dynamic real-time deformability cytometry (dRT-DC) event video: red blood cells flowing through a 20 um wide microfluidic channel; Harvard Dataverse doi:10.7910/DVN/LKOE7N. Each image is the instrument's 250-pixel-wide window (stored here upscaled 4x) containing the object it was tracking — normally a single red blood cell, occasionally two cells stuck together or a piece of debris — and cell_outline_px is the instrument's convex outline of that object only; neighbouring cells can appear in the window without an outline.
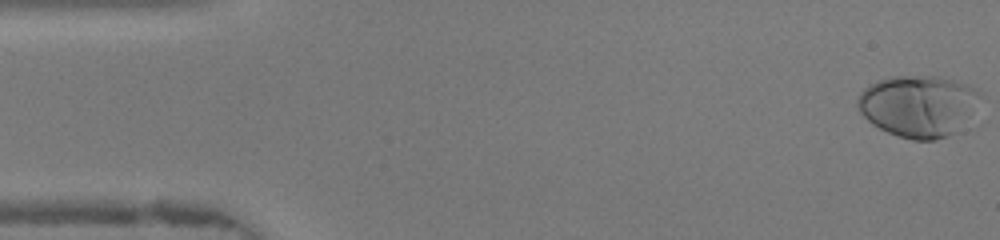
{"species": "human", "species_latin": "Homo sapiens", "temperature_condition": "warm", "stored_images_in_passage": 47, "camera_frame_rate_fps": 3000, "um_per_image_px": 0.085, "donor": {"sex": "female"}, "frame": {"image": 1, "passage_image": 1, "time_ms": 0.0, "image_size_px": [1000, 240], "cell_outline_px": [[980, 96], [952, 132], [948, 136], [936, 140], [912, 140], [888, 132], [872, 124], [860, 112], [856, 104], [856, 100], [860, 92], [868, 84], [892, 76], [940, 76], [968, 84], [976, 88], [980, 92]], "centroid_in_image_um": [77.95, 8.96], "position_along_channel_um": 7.1, "area_um2": 43.06}}
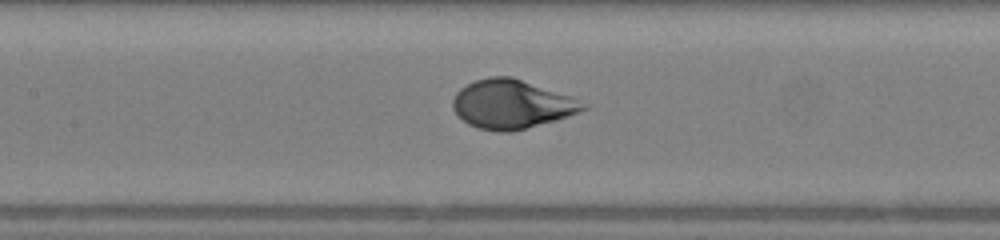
{"frame": {"image": 2, "passage_image": 21, "time_ms": 6.667, "image_size_px": [1000, 240], "cell_outline_px": [[592, 104], [588, 108], [580, 112], [556, 120], [512, 132], [496, 132], [480, 128], [468, 124], [452, 108], [452, 100], [456, 92], [460, 88], [476, 80], [488, 76], [512, 76], [572, 96]], "centroid_in_image_um": [43.55, 8.85], "position_along_channel_um": 163.9, "area_um2": 37.45}}
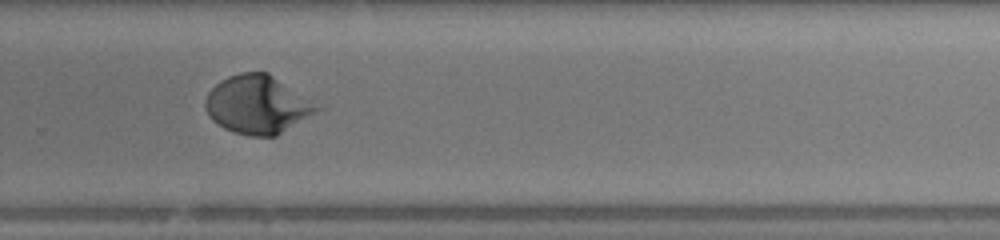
{"frame": {"image": 3, "passage_image": 31, "time_ms": 10.0, "image_size_px": [1000, 240], "cell_outline_px": [[324, 108], [276, 136], [248, 136], [224, 128], [212, 120], [204, 104], [204, 100], [208, 92], [220, 80], [228, 76], [240, 72], [268, 72]], "centroid_in_image_um": [21.89, 8.89], "position_along_channel_um": 307.9, "area_um2": 37.8}, "authors_computed_cell_mechanics": {"area_um2": 37.6856, "velocity_mm_per_s": 4.3388, "shape_relaxation_time_tau1_ms": 3.2524, "shape_relaxation_time_tau2_ms": null, "deformation_change_tau1": 0.2327, "deformation_change_tau2": null}}